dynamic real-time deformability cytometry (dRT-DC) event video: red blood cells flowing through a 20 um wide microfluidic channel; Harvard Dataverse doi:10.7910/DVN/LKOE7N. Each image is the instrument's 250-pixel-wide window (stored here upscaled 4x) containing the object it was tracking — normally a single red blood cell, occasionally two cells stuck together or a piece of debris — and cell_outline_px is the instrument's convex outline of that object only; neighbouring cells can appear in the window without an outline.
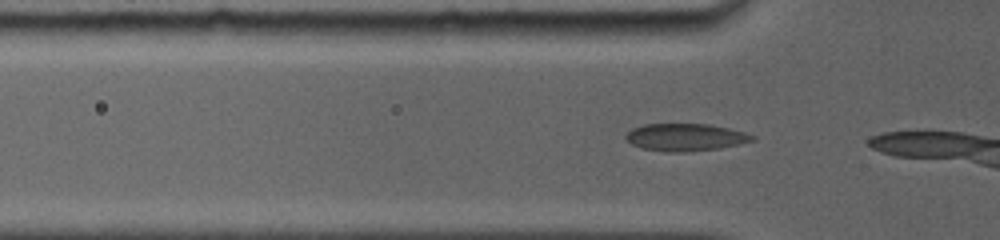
{"species": "common noctule bat (a hibernating species)", "species_latin": "Nyctalus noctula", "temperature_condition": "room temperature", "stored_images_in_passage": 4, "camera_frame_rate_fps": 5000, "um_per_image_px": 0.085, "animal": {"sex": "female", "body_mass_g": 19.0, "forearm_length_mm": 56.7}, "frame": {"image": 1, "passage_image": 2, "time_ms": 0.4, "image_size_px": [1000, 240], "cell_outline_px": [[756, 140], [720, 148], [684, 152], [668, 152], [640, 148], [632, 144], [624, 136], [632, 128], [644, 124], [708, 124], [728, 128], [744, 132], [756, 136]], "centroid_in_image_um": [58.26, 11.67], "position_along_channel_um": 67.5, "area_um2": 20.17}}